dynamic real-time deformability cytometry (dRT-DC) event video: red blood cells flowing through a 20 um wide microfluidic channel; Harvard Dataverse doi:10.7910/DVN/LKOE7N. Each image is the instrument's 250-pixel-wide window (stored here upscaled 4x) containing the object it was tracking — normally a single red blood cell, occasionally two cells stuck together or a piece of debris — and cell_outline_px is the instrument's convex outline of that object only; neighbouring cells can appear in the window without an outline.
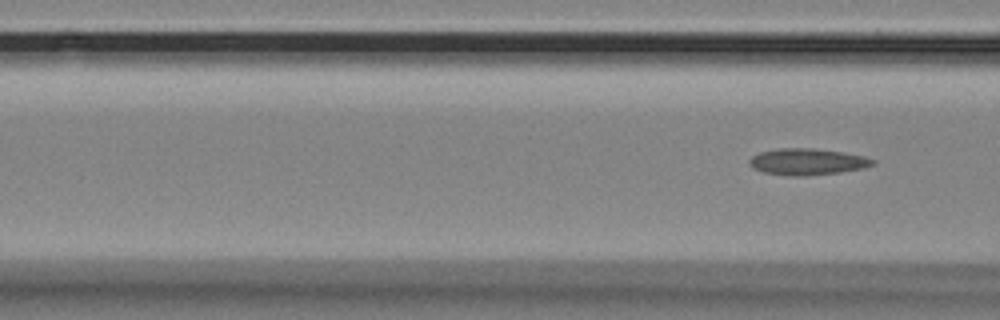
{"species": "Egyptian fruit bat (a non-hibernating species)", "species_latin": "Rousettus aegyptiacus", "temperature_condition": "room temperature", "stored_images_in_passage": 4, "segment_of_instrument_passage": [2, 2], "camera_frame_rate_fps": 3000, "um_per_image_px": 0.085, "animal": {"sex": "female"}, "frame": {"image": 1, "passage_image": 4, "time_ms": 1.0, "image_size_px": [1000, 320], "cell_outline_px": [[876, 164], [864, 168], [840, 172], [808, 176], [792, 176], [764, 172], [752, 168], [748, 160], [752, 156], [760, 152], [780, 148], [812, 148], [840, 152], [864, 156], [876, 160]], "centroid_in_image_um": [68.63, 13.75], "position_along_channel_um": 98.0, "area_um2": 19.02}}